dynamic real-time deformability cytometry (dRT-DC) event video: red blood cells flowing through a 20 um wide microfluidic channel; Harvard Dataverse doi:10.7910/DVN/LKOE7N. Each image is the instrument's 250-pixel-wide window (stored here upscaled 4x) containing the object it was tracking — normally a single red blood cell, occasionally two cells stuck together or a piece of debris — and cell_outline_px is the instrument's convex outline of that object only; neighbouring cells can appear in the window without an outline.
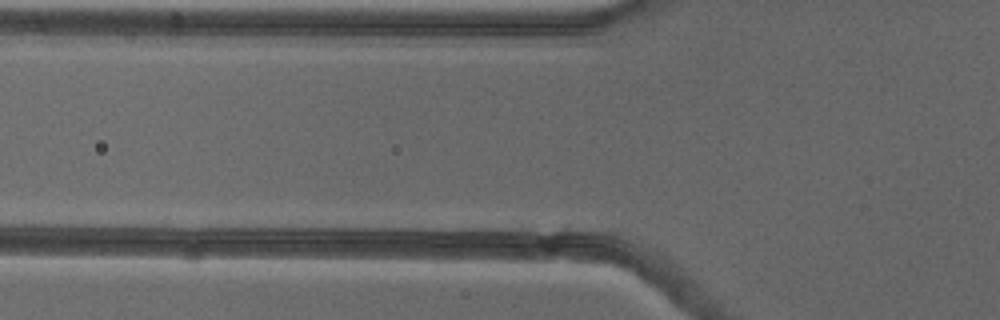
{"species": "common noctule bat (a hibernating species)", "species_latin": "Nyctalus noctula", "temperature_condition": "cold", "stored_images_in_passage": 3, "camera_frame_rate_fps": 3000, "um_per_image_px": 0.085, "animal": {"sex": "female"}, "frame": {"image": 1, "passage_image": 2, "time_ms": 0.333, "image_size_px": [1000, 320], "cell_outline_px": [[556, 260], [440, 260], [440, 244], [520, 244], [552, 248]], "centroid_in_image_um": [42.09, 21.45], "position_along_channel_um": 83.7, "area_um2": 12.66}}